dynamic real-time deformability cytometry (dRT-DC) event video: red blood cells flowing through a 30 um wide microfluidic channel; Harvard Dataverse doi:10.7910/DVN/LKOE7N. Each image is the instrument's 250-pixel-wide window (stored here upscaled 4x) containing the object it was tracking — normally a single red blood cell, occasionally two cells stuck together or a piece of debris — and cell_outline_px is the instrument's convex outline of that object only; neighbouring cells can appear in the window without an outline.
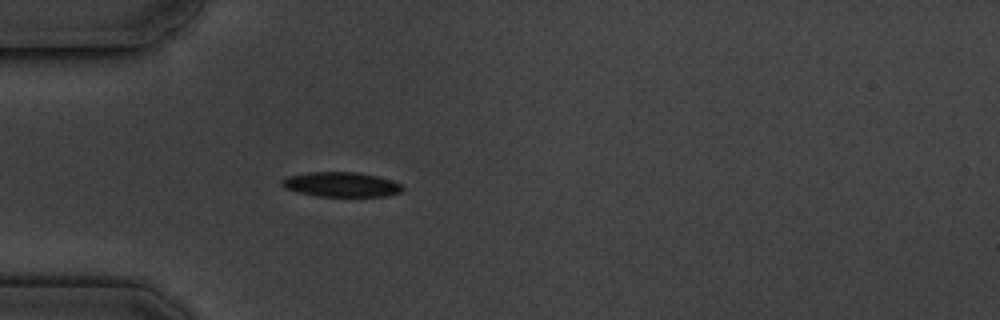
{"species": "common noctule bat (a hibernating species)", "species_latin": "Nyctalus noctula", "temperature_condition": "cold", "stored_images_in_passage": 6, "camera_frame_rate_fps": 3000, "um_per_image_px": 0.085, "animal": {"sex": "male", "body_mass_g": 19.5, "forearm_length_mm": 54.6}, "frame": {"image": 1, "passage_image": 6, "time_ms": 5.667, "image_size_px": [1000, 320], "cell_outline_px": [[404, 188], [400, 192], [384, 196], [316, 196], [284, 188], [280, 184], [280, 180], [288, 176], [308, 172], [356, 172], [376, 176], [392, 180], [400, 184]], "centroid_in_image_um": [28.97, 15.67], "position_along_channel_um": 56.0, "area_um2": 17.28}}